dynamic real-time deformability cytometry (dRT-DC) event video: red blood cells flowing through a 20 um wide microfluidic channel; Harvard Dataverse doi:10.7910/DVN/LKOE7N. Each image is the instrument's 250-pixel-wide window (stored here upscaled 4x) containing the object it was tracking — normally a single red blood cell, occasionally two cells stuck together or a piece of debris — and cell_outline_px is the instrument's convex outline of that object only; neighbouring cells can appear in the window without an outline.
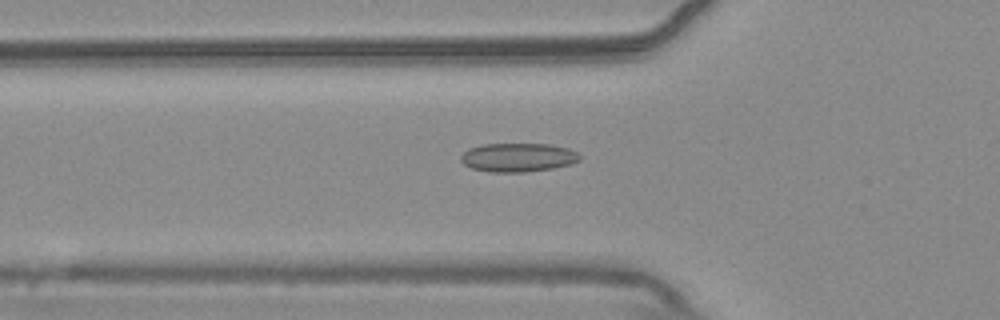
{"species": "common noctule bat (a hibernating species)", "species_latin": "Nyctalus noctula", "temperature_condition": "warm", "stored_images_in_passage": 43, "camera_frame_rate_fps": 3000, "um_per_image_px": 0.085, "animal": {"sex": "male", "body_mass_g": 20.4}, "frame": {"image": 1, "passage_image": 8, "time_ms": 2.333, "image_size_px": [1000, 320], "cell_outline_px": [[580, 160], [572, 164], [552, 168], [524, 172], [488, 172], [472, 168], [464, 164], [460, 160], [460, 156], [468, 148], [484, 144], [552, 144], [568, 148], [576, 152], [580, 156]], "centroid_in_image_um": [44.02, 13.38], "position_along_channel_um": 81.8, "area_um2": 20.0}}
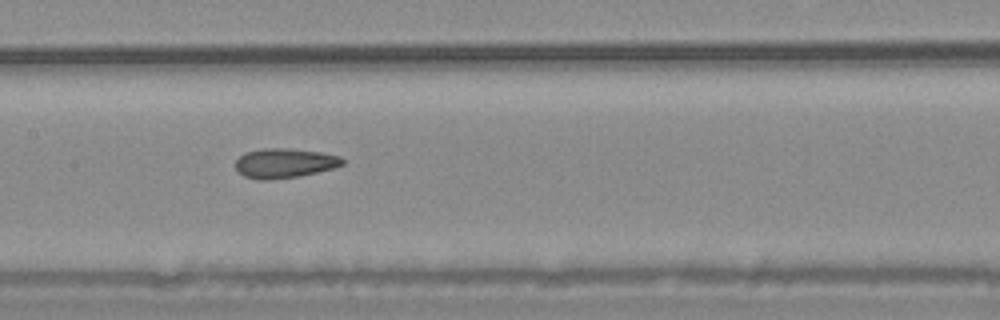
{"frame": {"image": 2, "passage_image": 16, "time_ms": 5.0, "image_size_px": [1000, 320], "cell_outline_px": [[344, 164], [332, 168], [300, 176], [264, 180], [256, 180], [244, 176], [236, 168], [236, 160], [244, 152], [264, 148], [284, 148], [320, 152], [340, 156], [344, 160]], "centroid_in_image_um": [24.16, 13.86], "position_along_channel_um": 183.2, "area_um2": 18.32}}
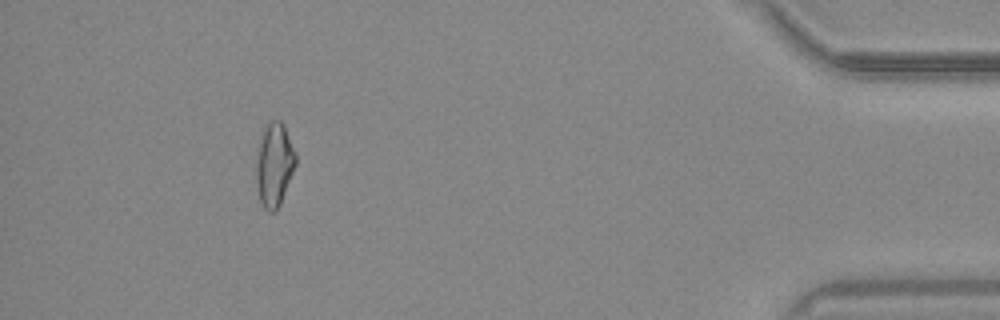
{"frame": {"image": 3, "passage_image": 39, "time_ms": 12.667, "image_size_px": [1000, 320], "cell_outline_px": [[296, 164], [280, 204], [276, 212], [268, 212], [264, 208], [260, 200], [256, 180], [256, 164], [260, 140], [268, 124], [272, 120], [280, 120], [284, 124], [296, 152]], "centroid_in_image_um": [23.33, 14.02], "position_along_channel_um": 411.9, "area_um2": 19.02}, "authors_computed_cell_mechanics": {"area_um2": 18.3804, "velocity_mm_per_s": 3.7631, "shape_relaxation_time_tau1_ms": null, "shape_relaxation_time_tau2_ms": 2.7141, "deformation_change_tau1": null, "deformation_change_tau2": 0.0962}}